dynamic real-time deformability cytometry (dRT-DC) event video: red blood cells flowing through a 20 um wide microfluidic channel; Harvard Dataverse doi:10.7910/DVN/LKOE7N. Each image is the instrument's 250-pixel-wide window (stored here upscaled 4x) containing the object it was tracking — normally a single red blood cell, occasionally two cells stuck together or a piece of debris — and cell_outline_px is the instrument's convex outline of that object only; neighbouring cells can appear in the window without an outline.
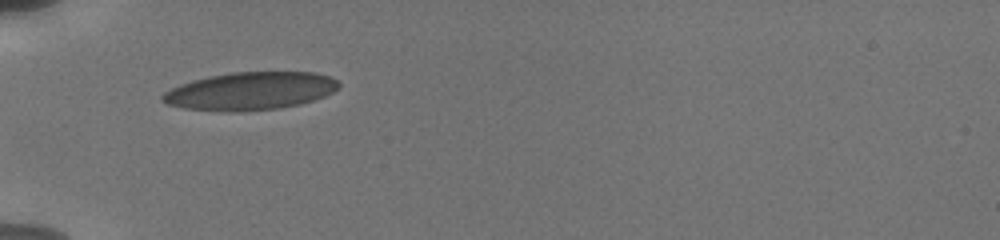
{"species": "human", "species_latin": "Homo sapiens", "temperature_condition": "cold", "stored_images_in_passage": 56, "camera_frame_rate_fps": 3000, "um_per_image_px": 0.085, "donor": {"sex": "male"}, "frame": {"image": 1, "passage_image": 1, "time_ms": 0.0, "image_size_px": [1000, 240], "cell_outline_px": [[340, 88], [324, 96], [300, 104], [280, 108], [232, 112], [228, 112], [184, 108], [168, 104], [160, 100], [160, 96], [164, 92], [180, 84], [192, 80], [208, 76], [232, 72], [316, 72], [332, 76], [340, 84]], "centroid_in_image_um": [21.28, 7.73], "position_along_channel_um": 63.7, "area_um2": 39.07}}
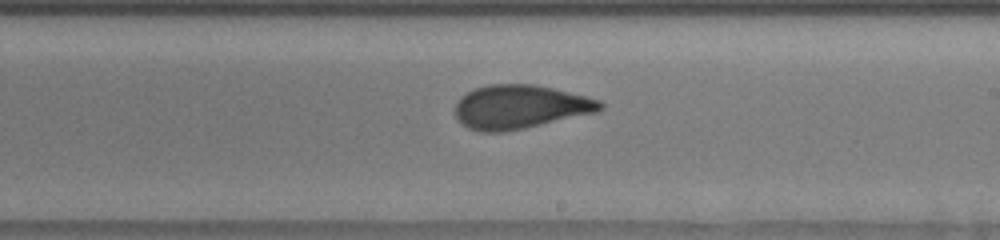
{"frame": {"image": 2, "passage_image": 38, "time_ms": 5.0, "image_size_px": [1000, 240], "cell_outline_px": [[604, 108], [600, 112], [524, 128], [504, 132], [480, 132], [468, 128], [460, 124], [456, 116], [456, 100], [460, 96], [476, 88], [488, 84], [536, 84], [600, 100], [604, 104]], "centroid_in_image_um": [44.2, 9.09], "position_along_channel_um": 244.8, "area_um2": 37.22}}
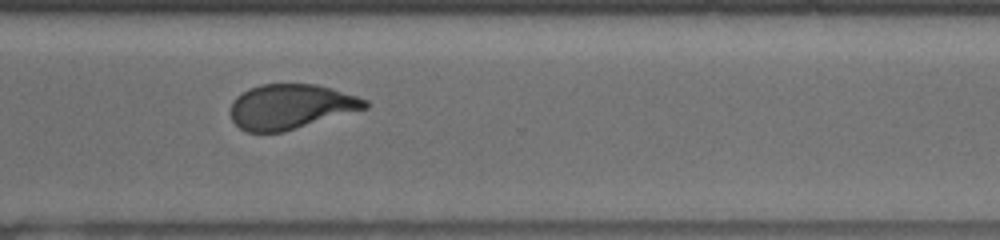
{"frame": {"image": 3, "passage_image": 55, "time_ms": 7.667, "image_size_px": [1000, 240], "cell_outline_px": [[368, 108], [284, 132], [248, 132], [240, 128], [232, 120], [232, 100], [236, 96], [248, 88], [260, 84], [316, 84], [332, 88], [368, 100]], "centroid_in_image_um": [24.72, 9.06], "position_along_channel_um": 345.9, "area_um2": 35.2}}